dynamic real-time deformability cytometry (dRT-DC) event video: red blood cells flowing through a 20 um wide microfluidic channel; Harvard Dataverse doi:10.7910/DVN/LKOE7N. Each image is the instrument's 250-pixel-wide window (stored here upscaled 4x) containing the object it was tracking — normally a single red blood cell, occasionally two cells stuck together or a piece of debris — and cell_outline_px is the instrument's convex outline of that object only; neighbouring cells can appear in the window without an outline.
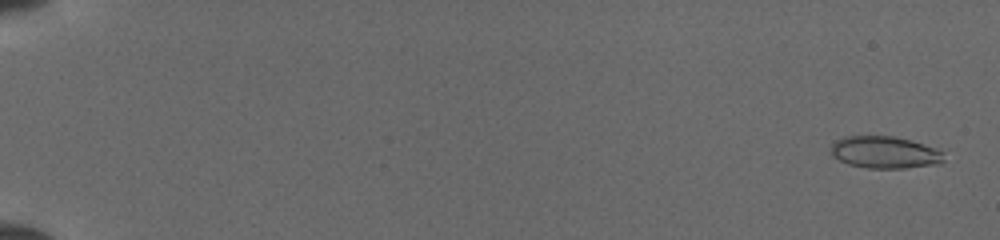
{"species": "common noctule bat (a hibernating species)", "species_latin": "Nyctalus noctula", "temperature_condition": "cold", "stored_images_in_passage": 51, "camera_frame_rate_fps": 3000, "um_per_image_px": 0.085, "animal": {"sex": "female", "body_mass_g": 19.5, "forearm_length_mm": 54.1}, "frame": {"image": 1, "passage_image": 2, "time_ms": 0.333, "image_size_px": [1000, 240], "cell_outline_px": [[944, 160], [940, 164], [904, 168], [868, 168], [848, 164], [832, 156], [832, 144], [836, 140], [844, 136], [892, 136], [924, 144], [944, 152]], "centroid_in_image_um": [75.22, 12.95], "position_along_channel_um": 9.8, "area_um2": 21.04}}
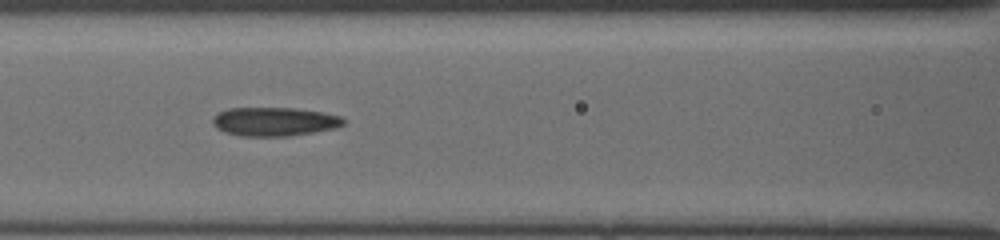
{"frame": {"image": 2, "passage_image": 25, "time_ms": 8.0, "image_size_px": [1000, 240], "cell_outline_px": [[344, 124], [336, 128], [288, 136], [240, 136], [224, 132], [216, 128], [212, 124], [212, 120], [220, 112], [228, 108], [296, 108], [320, 112], [340, 116], [344, 120]], "centroid_in_image_um": [23.3, 10.34], "position_along_channel_um": 143.3, "area_um2": 21.79}}
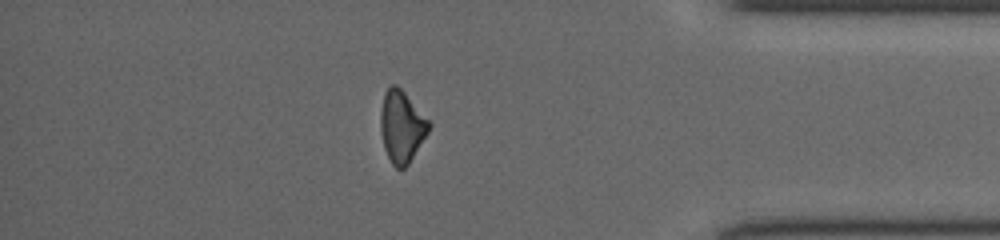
{"frame": {"image": 3, "passage_image": 45, "time_ms": 14.667, "image_size_px": [1000, 240], "cell_outline_px": [[432, 124], [428, 132], [408, 164], [404, 168], [396, 168], [392, 164], [384, 148], [380, 128], [380, 112], [384, 92], [392, 84], [396, 84], [404, 92]], "centroid_in_image_um": [34.13, 10.75], "position_along_channel_um": 401.1, "area_um2": 20.0}}